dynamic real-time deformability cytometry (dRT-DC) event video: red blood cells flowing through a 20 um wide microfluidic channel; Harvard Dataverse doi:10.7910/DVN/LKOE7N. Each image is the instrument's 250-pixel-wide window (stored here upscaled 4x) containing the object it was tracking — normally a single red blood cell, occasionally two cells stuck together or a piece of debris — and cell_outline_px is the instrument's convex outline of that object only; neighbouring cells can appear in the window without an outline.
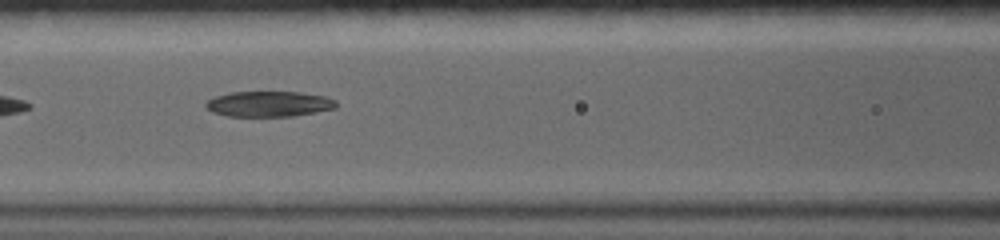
{"species": "common noctule bat (a hibernating species)", "species_latin": "Nyctalus noctula", "temperature_condition": "warm", "stored_images_in_passage": 5, "camera_frame_rate_fps": 5000, "um_per_image_px": 0.085, "animal": {"sex": "female", "body_mass_g": 19.0, "forearm_length_mm": 56.7}, "frame": {"image": 1, "passage_image": 4, "time_ms": 3.0, "image_size_px": [1000, 240], "cell_outline_px": [[336, 108], [316, 112], [292, 116], [228, 116], [212, 112], [204, 108], [204, 104], [208, 100], [216, 96], [232, 92], [300, 92], [324, 96], [336, 100]], "centroid_in_image_um": [22.83, 8.84], "position_along_channel_um": 143.8, "area_um2": 19.36}}